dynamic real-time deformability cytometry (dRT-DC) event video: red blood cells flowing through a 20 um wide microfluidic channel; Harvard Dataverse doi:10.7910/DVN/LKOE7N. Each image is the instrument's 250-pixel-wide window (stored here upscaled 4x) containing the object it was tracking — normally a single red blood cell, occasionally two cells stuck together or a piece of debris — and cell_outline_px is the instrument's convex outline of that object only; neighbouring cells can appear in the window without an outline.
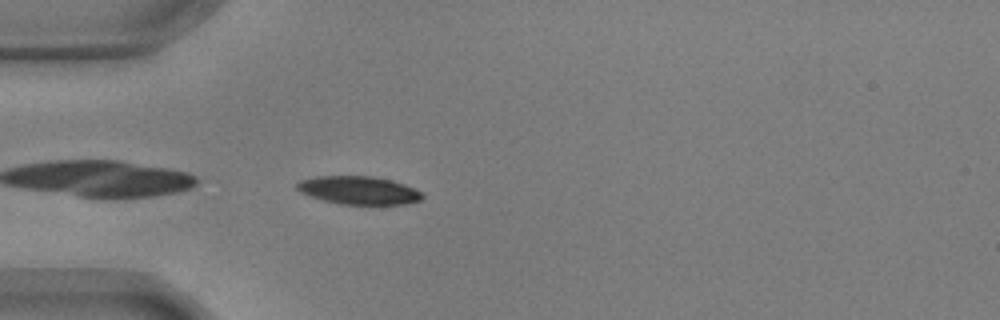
{"species": "common noctule bat (a hibernating species)", "species_latin": "Nyctalus noctula", "temperature_condition": "warm", "stored_images_in_passage": 22, "camera_frame_rate_fps": 3000, "um_per_image_px": 0.085, "animal": {"sex": "male", "body_mass_g": 17.9, "forearm_length_mm": 54.2}, "frame": {"image": 1, "passage_image": 1, "time_ms": 0.0, "image_size_px": [1000, 320], "cell_outline_px": [[424, 196], [420, 200], [404, 204], [340, 204], [324, 200], [300, 192], [296, 188], [296, 184], [300, 180], [316, 176], [372, 176], [392, 180], [404, 184], [420, 192]], "centroid_in_image_um": [30.47, 16.16], "position_along_channel_um": 54.5, "area_um2": 20.35}}
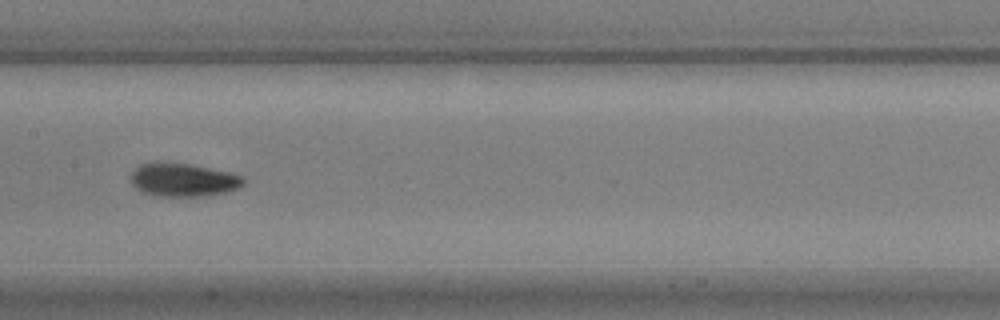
{"frame": {"image": 2, "passage_image": 13, "time_ms": 4.0, "image_size_px": [1000, 320], "cell_outline_px": [[244, 184], [240, 188], [228, 192], [204, 196], [160, 196], [140, 192], [128, 180], [132, 172], [140, 164], [152, 160], [160, 160], [192, 164], [228, 172], [244, 176]], "centroid_in_image_um": [15.53, 15.26], "position_along_channel_um": 191.9, "area_um2": 22.6}}
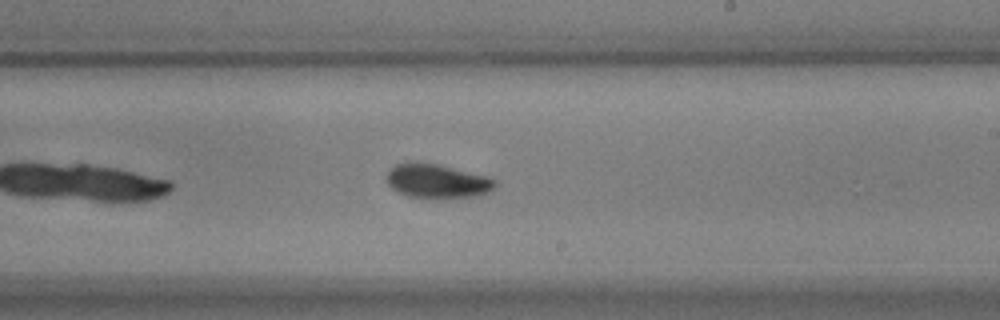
{"frame": {"image": 3, "passage_image": 18, "time_ms": 5.667, "image_size_px": [1000, 320], "cell_outline_px": [[496, 184], [488, 192], [480, 196], [420, 200], [408, 196], [392, 188], [388, 184], [388, 172], [396, 164], [436, 164], [484, 176], [496, 180]], "centroid_in_image_um": [37.17, 15.46], "position_along_channel_um": 251.8, "area_um2": 21.15}}